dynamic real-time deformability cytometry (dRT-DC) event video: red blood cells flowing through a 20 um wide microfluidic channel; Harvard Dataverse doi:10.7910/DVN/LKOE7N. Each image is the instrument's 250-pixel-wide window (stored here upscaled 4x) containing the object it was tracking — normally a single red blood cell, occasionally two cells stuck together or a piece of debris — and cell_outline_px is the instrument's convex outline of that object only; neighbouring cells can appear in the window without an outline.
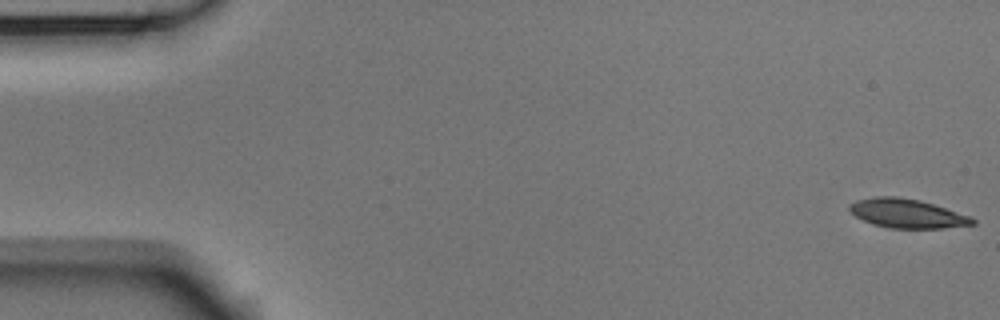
{"species": "Egyptian fruit bat (a non-hibernating species)", "species_latin": "Rousettus aegyptiacus", "temperature_condition": "room temperature", "stored_images_in_passage": 54, "camera_frame_rate_fps": 3000, "um_per_image_px": 0.085, "animal": {"sex": "male"}, "frame": {"image": 1, "passage_image": 1, "time_ms": 0.0, "image_size_px": [1000, 320], "cell_outline_px": [[976, 224], [944, 228], [892, 228], [872, 224], [856, 216], [848, 208], [848, 204], [856, 200], [872, 196], [896, 196], [920, 200], [972, 216], [976, 220]], "centroid_in_image_um": [77.11, 18.13], "position_along_channel_um": 7.9, "area_um2": 20.92}}
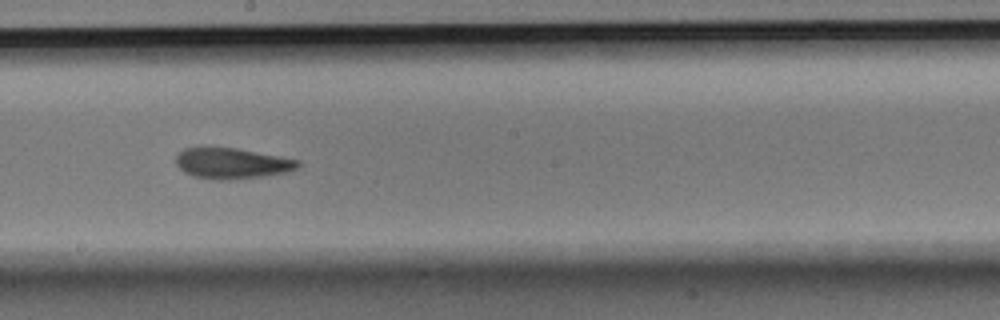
{"frame": {"image": 2, "passage_image": 30, "time_ms": 9.667, "image_size_px": [1000, 320], "cell_outline_px": [[300, 164], [296, 168], [288, 172], [264, 176], [228, 180], [212, 180], [192, 176], [184, 172], [176, 164], [176, 156], [184, 148], [236, 148], [300, 160]], "centroid_in_image_um": [19.71, 13.9], "position_along_channel_um": 228.5, "area_um2": 21.79}}
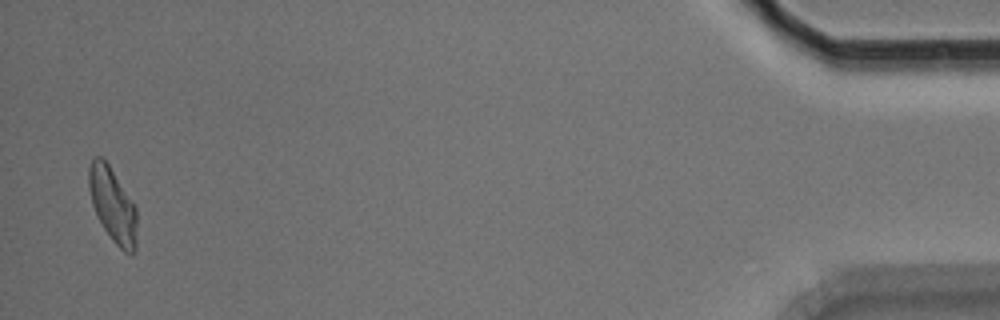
{"frame": {"image": 3, "passage_image": 53, "time_ms": 17.333, "image_size_px": [1000, 320], "cell_outline_px": [[136, 252], [132, 256], [124, 252], [112, 240], [104, 228], [92, 204], [88, 188], [88, 168], [92, 156], [100, 156], [108, 164], [136, 208]], "centroid_in_image_um": [9.57, 17.44], "position_along_channel_um": 425.6, "area_um2": 20.69}, "authors_computed_cell_mechanics": {"area_um2": 21.4438, "velocity_mm_per_s": 3.7013, "shape_relaxation_time_tau1_ms": 4.349, "shape_relaxation_time_tau2_ms": 3.2869, "deformation_change_tau1": 0.162, "deformation_change_tau2": 0.1182}}